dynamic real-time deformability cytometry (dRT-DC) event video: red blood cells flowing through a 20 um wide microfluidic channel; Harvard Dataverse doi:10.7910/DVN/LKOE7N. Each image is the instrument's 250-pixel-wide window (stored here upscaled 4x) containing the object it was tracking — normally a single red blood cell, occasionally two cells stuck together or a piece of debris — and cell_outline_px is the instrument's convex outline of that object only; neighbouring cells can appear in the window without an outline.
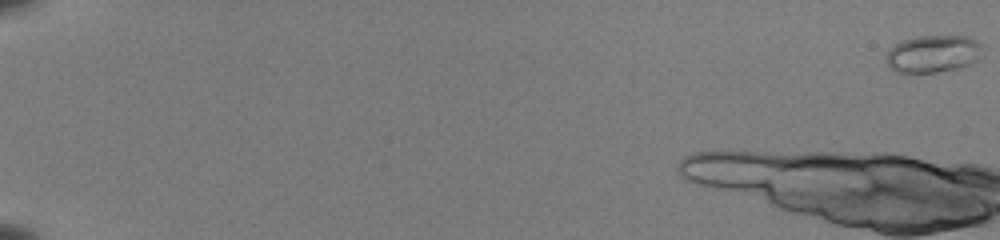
{"species": "common noctule bat (a hibernating species)", "species_latin": "Nyctalus noctula", "temperature_condition": "room temperature", "stored_images_in_passage": 12, "camera_frame_rate_fps": 3000, "um_per_image_px": 0.085, "animal": {"sex": "female", "body_mass_g": 22.0, "forearm_length_mm": 56.7}, "frame": {"image": 1, "passage_image": 1, "time_ms": 0.0, "image_size_px": [1000, 240], "cell_outline_px": [[984, 56], [980, 60], [972, 64], [960, 68], [936, 72], [896, 72], [888, 68], [888, 52], [896, 44], [904, 40], [916, 36], [972, 36], [980, 44]], "centroid_in_image_um": [79.41, 4.58], "position_along_channel_um": 5.6, "area_um2": 21.15}}